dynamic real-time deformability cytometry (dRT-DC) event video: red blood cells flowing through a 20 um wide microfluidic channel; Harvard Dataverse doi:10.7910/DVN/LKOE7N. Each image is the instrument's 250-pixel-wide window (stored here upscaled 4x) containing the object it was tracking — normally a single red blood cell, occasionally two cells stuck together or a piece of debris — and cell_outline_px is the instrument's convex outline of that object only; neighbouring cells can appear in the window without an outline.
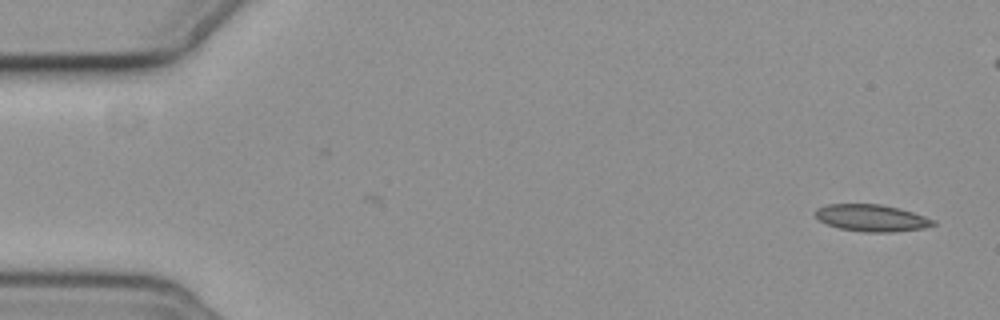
{"species": "common noctule bat (a hibernating species)", "species_latin": "Nyctalus noctula", "temperature_condition": "cold", "stored_images_in_passage": 5, "camera_frame_rate_fps": 3000, "um_per_image_px": 0.085, "animal": {"sex": "female", "body_mass_g": 19.3, "forearm_length_mm": 54.1}, "frame": {"image": 1, "passage_image": 1, "time_ms": 0.0, "image_size_px": [1000, 320], "cell_outline_px": [[936, 224], [924, 228], [892, 232], [864, 232], [840, 228], [828, 224], [820, 220], [816, 216], [816, 208], [828, 204], [880, 204], [900, 208], [936, 220]], "centroid_in_image_um": [74.12, 18.52], "position_along_channel_um": 10.9, "area_um2": 18.38}}